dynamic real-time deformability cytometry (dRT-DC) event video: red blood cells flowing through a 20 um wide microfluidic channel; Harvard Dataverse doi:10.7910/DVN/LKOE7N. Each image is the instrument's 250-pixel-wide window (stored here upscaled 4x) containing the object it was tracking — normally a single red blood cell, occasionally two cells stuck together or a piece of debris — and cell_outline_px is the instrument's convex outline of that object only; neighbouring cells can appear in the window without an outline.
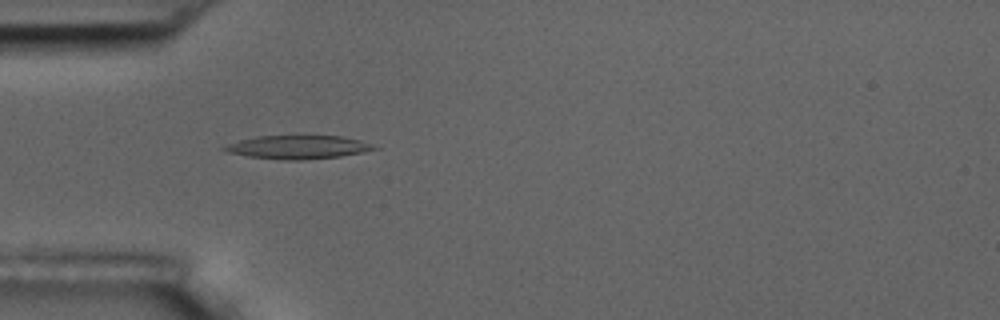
{"species": "common noctule bat (a hibernating species)", "species_latin": "Nyctalus noctula", "temperature_condition": "room temperature", "stored_images_in_passage": 6, "camera_frame_rate_fps": 3000, "um_per_image_px": 0.085, "animal": {"sex": "male", "body_mass_g": 17.5, "forearm_length_mm": 52.3}, "frame": {"image": 1, "passage_image": 5, "time_ms": 4.667, "image_size_px": [1000, 320], "cell_outline_px": [[380, 148], [364, 152], [340, 156], [300, 160], [284, 160], [248, 156], [228, 152], [220, 148], [240, 140], [256, 136], [340, 136], [360, 140], [372, 144]], "centroid_in_image_um": [25.36, 12.51], "position_along_channel_um": 59.6, "area_um2": 20.23}}